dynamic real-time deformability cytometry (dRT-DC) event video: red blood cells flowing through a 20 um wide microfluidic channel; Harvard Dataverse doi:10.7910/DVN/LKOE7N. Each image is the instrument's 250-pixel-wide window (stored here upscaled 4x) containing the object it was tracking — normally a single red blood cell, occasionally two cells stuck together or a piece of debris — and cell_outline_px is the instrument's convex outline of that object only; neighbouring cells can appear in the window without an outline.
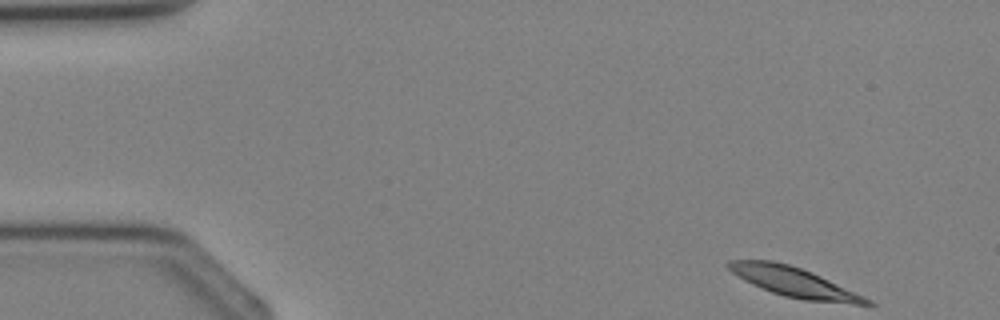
{"species": "Egyptian fruit bat (a non-hibernating species)", "species_latin": "Rousettus aegyptiacus", "temperature_condition": "cold", "stored_images_in_passage": 3, "camera_frame_rate_fps": 3000, "um_per_image_px": 0.085, "animal": {"sex": "female"}, "frame": {"image": 1, "passage_image": 3, "time_ms": 3.333, "image_size_px": [1000, 320], "cell_outline_px": [[876, 304], [852, 304], [804, 300], [784, 296], [772, 292], [752, 284], [744, 280], [732, 272], [724, 264], [728, 260], [772, 260], [788, 264], [812, 272], [864, 296], [872, 300]], "centroid_in_image_um": [67.47, 23.97], "position_along_channel_um": 17.5, "area_um2": 23.7}}